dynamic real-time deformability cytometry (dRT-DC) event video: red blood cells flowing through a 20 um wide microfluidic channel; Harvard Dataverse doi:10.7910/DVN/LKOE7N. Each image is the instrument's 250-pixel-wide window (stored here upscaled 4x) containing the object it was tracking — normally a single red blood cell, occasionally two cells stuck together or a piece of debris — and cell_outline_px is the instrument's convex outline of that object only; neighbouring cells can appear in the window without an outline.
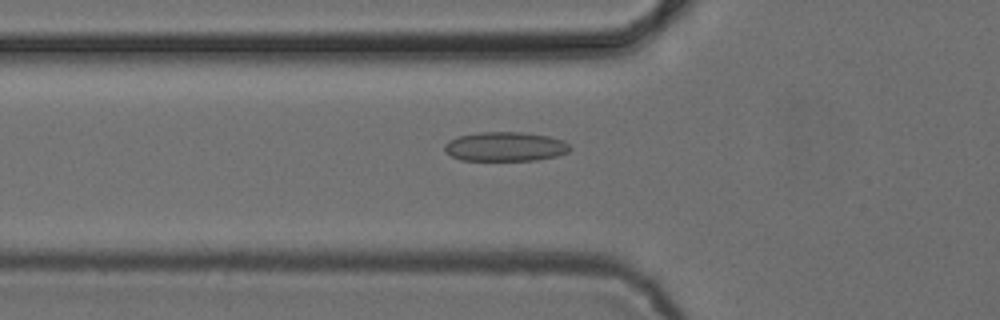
{"species": "common noctule bat (a hibernating species)", "species_latin": "Nyctalus noctula", "temperature_condition": "cold", "stored_images_in_passage": 52, "camera_frame_rate_fps": 3000, "um_per_image_px": 0.085, "animal": {"sex": "female", "body_mass_g": 24.6, "forearm_length_mm": 56.2}, "frame": {"image": 1, "passage_image": 18, "time_ms": 5.667, "image_size_px": [1000, 320], "cell_outline_px": [[572, 148], [568, 152], [556, 156], [536, 160], [460, 160], [452, 156], [444, 148], [444, 144], [448, 140], [456, 136], [480, 132], [524, 132], [548, 136], [564, 140]], "centroid_in_image_um": [42.95, 12.45], "position_along_channel_um": 82.9, "area_um2": 21.5}}
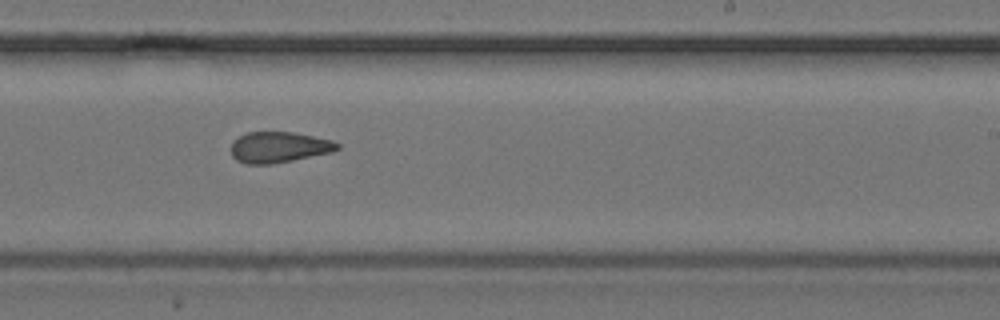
{"frame": {"image": 2, "passage_image": 32, "time_ms": 10.333, "image_size_px": [1000, 320], "cell_outline_px": [[340, 148], [332, 152], [272, 164], [244, 164], [236, 160], [232, 156], [232, 140], [248, 132], [292, 132], [332, 140], [340, 144]], "centroid_in_image_um": [23.69, 12.52], "position_along_channel_um": 265.3, "area_um2": 19.07}}
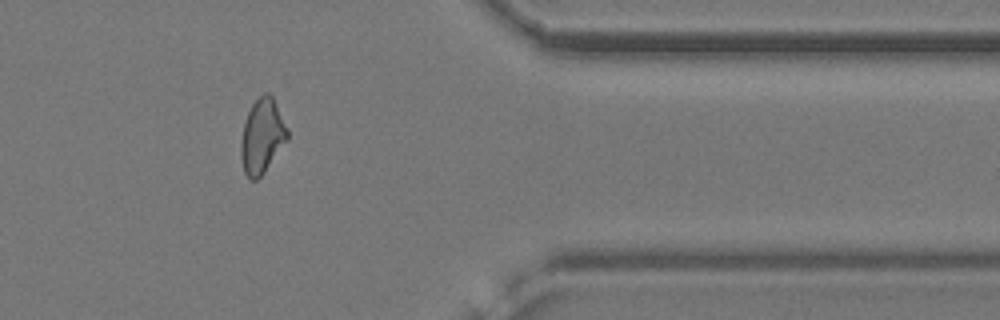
{"frame": {"image": 3, "passage_image": 43, "time_ms": 14.0, "image_size_px": [1000, 320], "cell_outline_px": [[288, 140], [264, 172], [256, 180], [252, 180], [244, 172], [240, 156], [240, 144], [244, 124], [248, 112], [252, 104], [264, 92], [268, 92], [272, 96], [288, 128]], "centroid_in_image_um": [22.28, 11.57], "position_along_channel_um": 389.1, "area_um2": 20.11}, "authors_computed_cell_mechanics": {"area_um2": 20.1433, "velocity_mm_per_s": 3.8854, "shape_relaxation_time_tau1_ms": null, "shape_relaxation_time_tau2_ms": 2.6933, "deformation_change_tau1": null, "deformation_change_tau2": 0.0978}}